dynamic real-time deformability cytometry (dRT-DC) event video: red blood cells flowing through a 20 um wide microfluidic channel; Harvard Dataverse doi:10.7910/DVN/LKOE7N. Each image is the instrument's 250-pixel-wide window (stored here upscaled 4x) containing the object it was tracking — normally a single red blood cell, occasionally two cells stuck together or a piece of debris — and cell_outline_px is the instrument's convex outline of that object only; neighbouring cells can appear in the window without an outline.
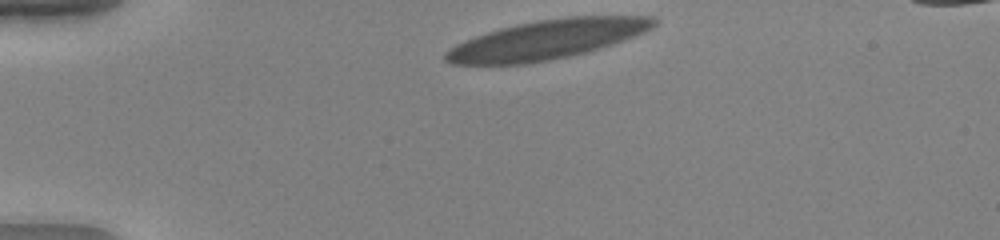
{"species": "human", "species_latin": "Homo sapiens", "temperature_condition": "warm", "stored_images_in_passage": 43, "camera_frame_rate_fps": 3000, "um_per_image_px": 0.085, "donor": {"sex": "female"}, "frame": {"image": 1, "passage_image": 1, "time_ms": 0.0, "image_size_px": [1000, 240], "cell_outline_px": [[660, 20], [652, 28], [644, 32], [624, 40], [600, 48], [572, 56], [552, 60], [528, 64], [452, 64], [444, 60], [444, 52], [448, 48], [464, 40], [500, 28], [516, 24], [536, 20], [568, 16], [656, 16]], "centroid_in_image_um": [46.51, 3.36], "position_along_channel_um": 38.5, "area_um2": 47.92}}
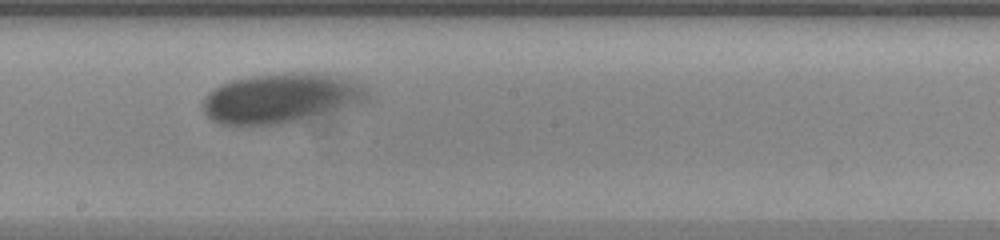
{"frame": {"image": 2, "passage_image": 20, "time_ms": 6.333, "image_size_px": [1000, 240], "cell_outline_px": [[372, 96], [368, 100], [356, 104], [300, 120], [280, 124], [244, 128], [232, 128], [220, 124], [212, 120], [204, 112], [200, 104], [204, 96], [208, 92], [220, 84], [232, 80], [252, 76], [288, 72], [316, 72], [336, 76], [352, 80], [368, 88]], "centroid_in_image_um": [23.81, 8.37], "position_along_channel_um": 224.4, "area_um2": 48.78}}
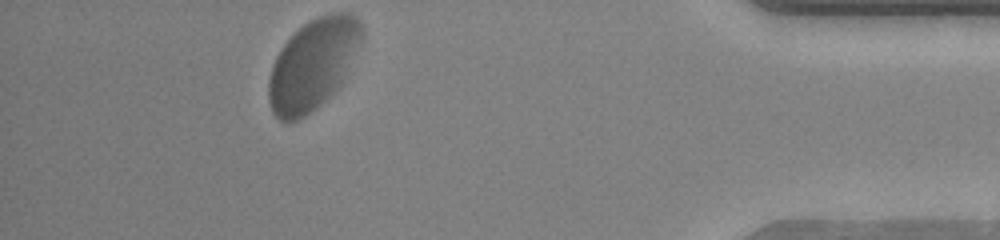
{"frame": {"image": 3, "passage_image": 38, "time_ms": 12.333, "image_size_px": [1000, 240], "cell_outline_px": [[364, 36], [344, 84], [316, 108], [304, 116], [296, 120], [280, 120], [272, 112], [268, 100], [268, 80], [272, 64], [280, 48], [308, 20], [316, 16], [332, 12], [348, 12], [356, 16], [364, 32]], "centroid_in_image_um": [26.64, 5.46], "position_along_channel_um": 408.6, "area_um2": 49.82}, "authors_computed_cell_mechanics": {"area_um2": 47.9162, "velocity_mm_per_s": 3.7721, "shape_relaxation_time_tau1_ms": 3.2169, "shape_relaxation_time_tau2_ms": null, "deformation_change_tau1": 0.1895, "deformation_change_tau2": null}}